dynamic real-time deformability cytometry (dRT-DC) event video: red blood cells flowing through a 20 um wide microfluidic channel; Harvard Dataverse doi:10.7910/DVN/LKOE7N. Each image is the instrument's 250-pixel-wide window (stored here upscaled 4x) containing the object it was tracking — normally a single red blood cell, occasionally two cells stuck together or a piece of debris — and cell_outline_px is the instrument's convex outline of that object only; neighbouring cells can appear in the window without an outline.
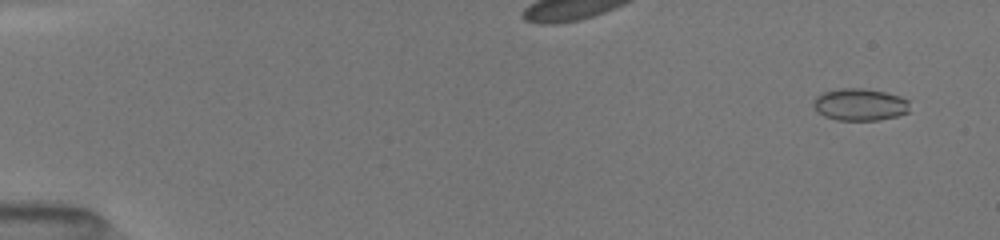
{"species": "common noctule bat (a hibernating species)", "species_latin": "Nyctalus noctula", "temperature_condition": "room temperature", "stored_images_in_passage": 19, "camera_frame_rate_fps": 3000, "um_per_image_px": 0.085, "animal": {"sex": "female", "body_mass_g": 19.5, "forearm_length_mm": 54.1}, "frame": {"image": 1, "passage_image": 4, "time_ms": 1.0, "image_size_px": [1000, 240], "cell_outline_px": [[908, 112], [896, 116], [880, 120], [836, 120], [824, 116], [816, 112], [812, 104], [816, 96], [824, 92], [844, 88], [864, 88], [884, 92], [900, 96], [908, 100]], "centroid_in_image_um": [73.06, 8.89], "position_along_channel_um": 11.9, "area_um2": 18.03}}
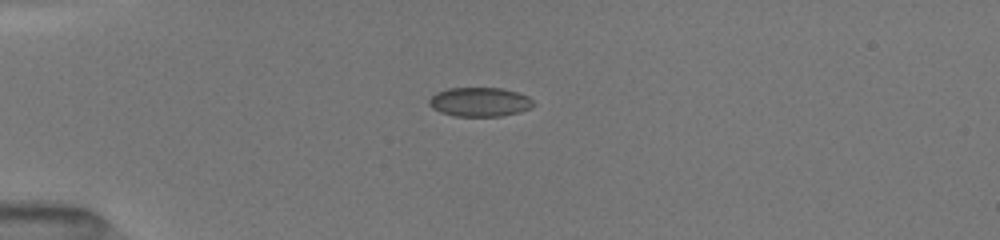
{"frame": {"image": 2, "passage_image": 15, "time_ms": 4.667, "image_size_px": [1000, 240], "cell_outline_px": [[536, 104], [532, 108], [520, 112], [500, 116], [452, 116], [440, 112], [432, 108], [428, 104], [428, 100], [436, 92], [448, 88], [500, 88], [516, 92], [528, 96]], "centroid_in_image_um": [40.77, 8.67], "position_along_channel_um": 44.2, "area_um2": 17.86}}